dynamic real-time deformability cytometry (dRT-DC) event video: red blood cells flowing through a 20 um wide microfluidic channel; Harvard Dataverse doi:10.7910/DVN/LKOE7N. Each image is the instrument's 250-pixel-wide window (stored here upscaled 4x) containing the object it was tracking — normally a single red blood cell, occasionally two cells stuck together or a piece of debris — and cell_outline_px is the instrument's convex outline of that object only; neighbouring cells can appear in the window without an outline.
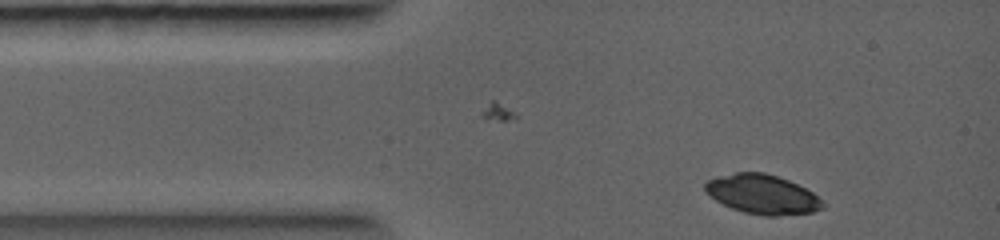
{"species": "common noctule bat (a hibernating species)", "species_latin": "Nyctalus noctula", "temperature_condition": "warm", "stored_images_in_passage": 2, "camera_frame_rate_fps": 5000, "um_per_image_px": 0.085, "animal": {"sex": "female", "body_mass_g": 19.0, "forearm_length_mm": 56.7}, "frame": {"image": 1, "passage_image": 2, "time_ms": 0.4, "image_size_px": [1000, 240], "cell_outline_px": [[824, 208], [812, 212], [776, 216], [764, 216], [744, 212], [732, 208], [716, 200], [704, 192], [704, 184], [708, 180], [720, 176], [736, 172], [764, 172], [788, 180], [812, 192], [824, 204]], "centroid_in_image_um": [64.78, 16.52], "position_along_channel_um": 20.2, "area_um2": 26.76}}